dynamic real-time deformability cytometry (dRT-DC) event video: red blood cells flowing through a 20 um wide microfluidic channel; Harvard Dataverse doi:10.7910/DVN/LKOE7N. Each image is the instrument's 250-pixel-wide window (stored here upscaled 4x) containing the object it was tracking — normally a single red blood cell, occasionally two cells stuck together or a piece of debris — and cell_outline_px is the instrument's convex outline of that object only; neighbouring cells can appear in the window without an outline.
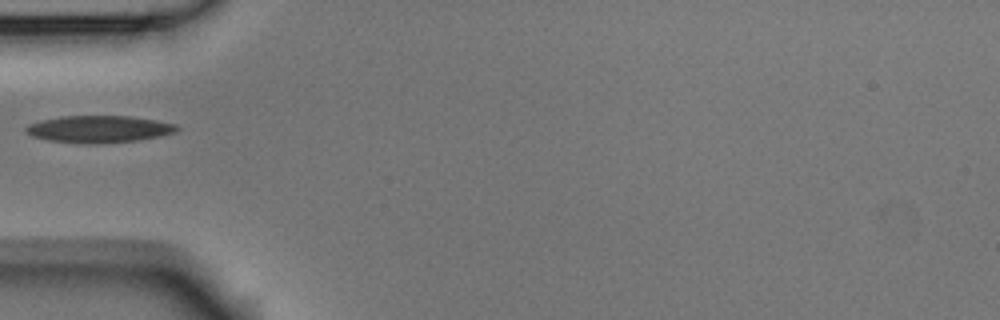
{"species": "Egyptian fruit bat (a non-hibernating species)", "species_latin": "Rousettus aegyptiacus", "temperature_condition": "room temperature", "stored_images_in_passage": 2, "camera_frame_rate_fps": 3000, "um_per_image_px": 0.085, "animal": {"sex": "male"}, "frame": {"image": 1, "passage_image": 2, "time_ms": 0.333, "image_size_px": [1000, 320], "cell_outline_px": [[180, 128], [176, 132], [160, 136], [140, 140], [88, 144], [84, 144], [48, 140], [32, 136], [24, 128], [28, 124], [44, 120], [64, 116], [128, 116], [156, 120], [176, 124]], "centroid_in_image_um": [8.45, 10.98], "position_along_channel_um": 76.6, "area_um2": 23.64}}